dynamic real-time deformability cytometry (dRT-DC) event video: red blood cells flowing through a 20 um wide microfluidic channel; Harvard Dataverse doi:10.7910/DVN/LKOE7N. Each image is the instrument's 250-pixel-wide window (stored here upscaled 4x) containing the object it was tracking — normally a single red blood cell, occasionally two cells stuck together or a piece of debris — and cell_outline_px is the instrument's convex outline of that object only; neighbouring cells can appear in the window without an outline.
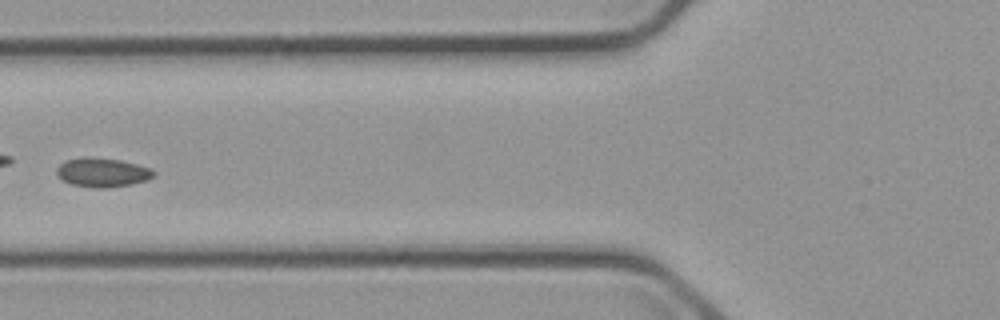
{"species": "common noctule bat (a hibernating species)", "species_latin": "Nyctalus noctula", "temperature_condition": "cold", "stored_images_in_passage": 6, "camera_frame_rate_fps": 3000, "um_per_image_px": 0.085, "animal": {"sex": "male", "body_mass_g": 23.1, "forearm_length_mm": 52.7}, "frame": {"image": 1, "passage_image": 6, "time_ms": 6.0, "image_size_px": [1000, 320], "cell_outline_px": [[156, 176], [148, 180], [132, 184], [104, 188], [96, 188], [72, 184], [60, 180], [56, 176], [56, 168], [64, 160], [84, 156], [88, 156], [120, 160], [152, 168], [156, 172]], "centroid_in_image_um": [8.69, 14.65], "position_along_channel_um": 117.1, "area_um2": 16.82}}